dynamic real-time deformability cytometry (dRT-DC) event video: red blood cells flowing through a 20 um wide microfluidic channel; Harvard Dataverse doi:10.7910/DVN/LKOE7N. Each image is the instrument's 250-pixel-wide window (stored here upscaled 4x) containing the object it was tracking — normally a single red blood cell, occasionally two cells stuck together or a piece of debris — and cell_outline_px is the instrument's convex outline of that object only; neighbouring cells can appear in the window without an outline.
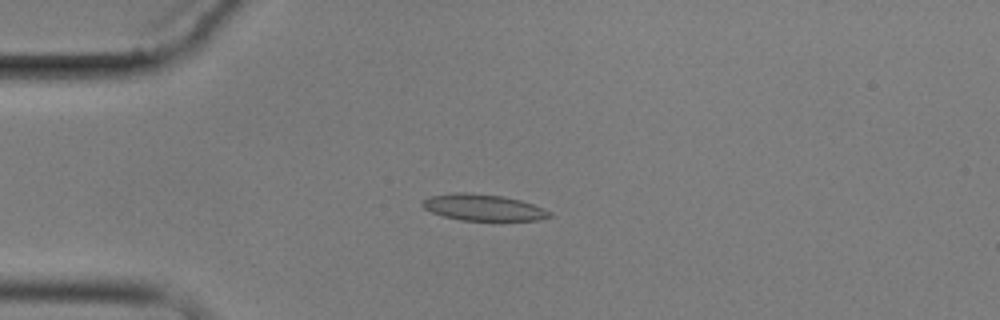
{"species": "common noctule bat (a hibernating species)", "species_latin": "Nyctalus noctula", "temperature_condition": "cold", "stored_images_in_passage": 10, "camera_frame_rate_fps": 3000, "um_per_image_px": 0.085, "animal": {"sex": "male", "body_mass_g": 17.9}, "frame": {"image": 1, "passage_image": 3, "time_ms": 4.0, "image_size_px": [1000, 320], "cell_outline_px": [[552, 216], [540, 220], [460, 220], [444, 216], [432, 212], [424, 208], [420, 204], [424, 200], [432, 196], [456, 192], [464, 192], [504, 196], [520, 200], [544, 208], [552, 212]], "centroid_in_image_um": [41.1, 17.63], "position_along_channel_um": 43.9, "area_um2": 19.42}}
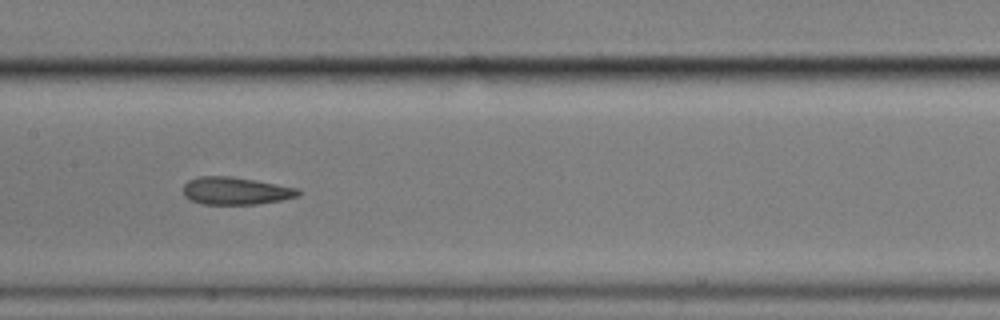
{"frame": {"image": 2, "passage_image": 7, "time_ms": 8.667, "image_size_px": [1000, 320], "cell_outline_px": [[300, 196], [280, 200], [256, 204], [204, 204], [192, 200], [184, 196], [184, 184], [188, 180], [200, 176], [232, 176], [256, 180], [296, 188], [300, 192]], "centroid_in_image_um": [20.02, 16.21], "position_along_channel_um": 187.4, "area_um2": 18.32}}
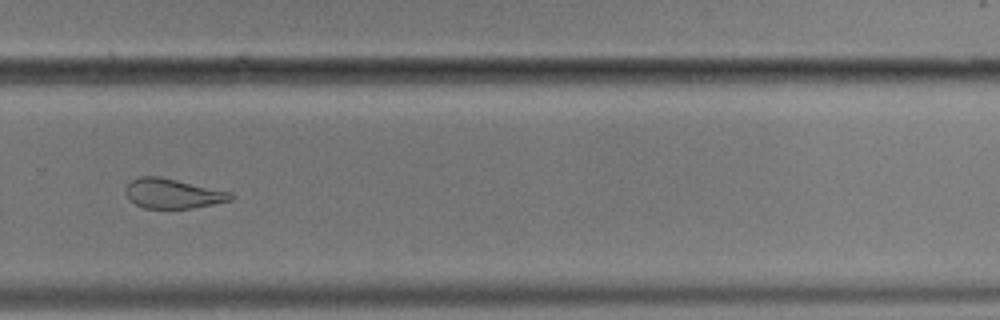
{"frame": {"image": 3, "passage_image": 10, "time_ms": 12.333, "image_size_px": [1000, 320], "cell_outline_px": [[236, 196], [232, 200], [192, 208], [144, 208], [136, 204], [124, 192], [124, 188], [132, 180], [140, 176], [160, 176], [232, 192]], "centroid_in_image_um": [14.71, 16.44], "position_along_channel_um": 315.1, "area_um2": 18.21}}